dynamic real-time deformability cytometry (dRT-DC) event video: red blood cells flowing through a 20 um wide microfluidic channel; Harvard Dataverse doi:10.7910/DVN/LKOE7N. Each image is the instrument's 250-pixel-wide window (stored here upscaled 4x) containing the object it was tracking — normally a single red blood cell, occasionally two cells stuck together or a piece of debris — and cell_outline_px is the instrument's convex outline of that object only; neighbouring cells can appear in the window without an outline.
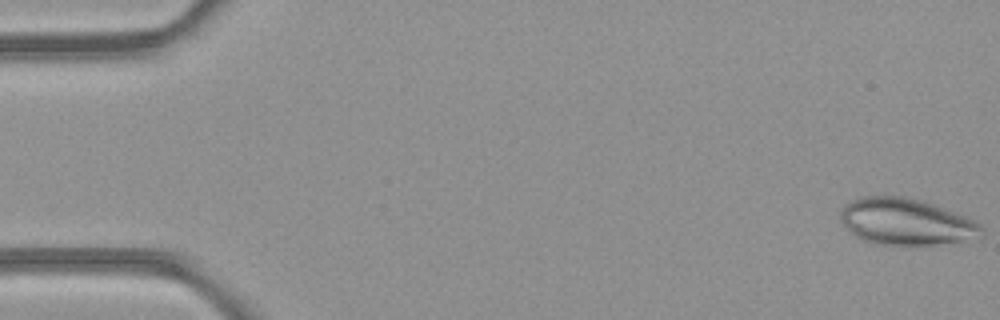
{"species": "common noctule bat (a hibernating species)", "species_latin": "Nyctalus noctula", "temperature_condition": "room temperature", "stored_images_in_passage": 9, "camera_frame_rate_fps": 3000, "um_per_image_px": 0.085, "animal": {"sex": "female", "body_mass_g": 21.9}, "frame": {"image": 1, "passage_image": 1, "time_ms": 0.0, "image_size_px": [1000, 320], "cell_outline_px": [[984, 236], [960, 240], [932, 244], [876, 244], [864, 240], [856, 236], [840, 220], [840, 208], [844, 204], [860, 196], [908, 196], [924, 200], [964, 216], [980, 224], [984, 228]], "centroid_in_image_um": [76.98, 18.81], "position_along_channel_um": 8.0, "area_um2": 38.03}}